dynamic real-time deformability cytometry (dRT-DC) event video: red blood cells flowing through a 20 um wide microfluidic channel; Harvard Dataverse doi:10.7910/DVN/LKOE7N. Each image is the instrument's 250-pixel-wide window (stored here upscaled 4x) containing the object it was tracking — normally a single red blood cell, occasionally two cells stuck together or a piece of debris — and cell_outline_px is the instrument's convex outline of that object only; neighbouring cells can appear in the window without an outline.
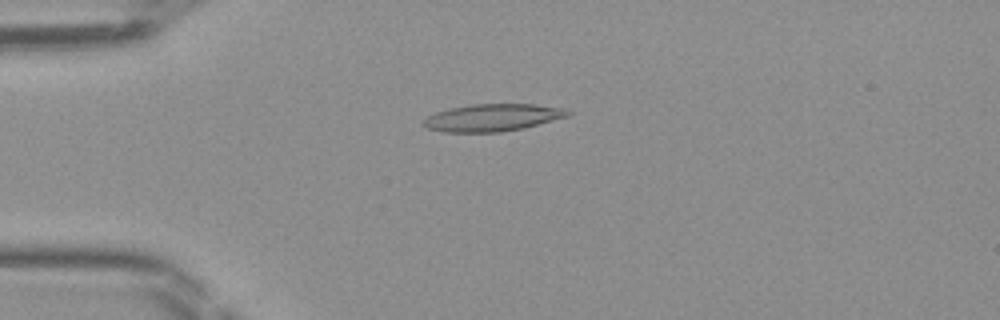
{"species": "Egyptian fruit bat (a non-hibernating species)", "species_latin": "Rousettus aegyptiacus", "temperature_condition": "room temperature", "stored_images_in_passage": 40, "camera_frame_rate_fps": 3000, "um_per_image_px": 0.085, "frame": {"image": 1, "passage_image": 5, "time_ms": 1.333, "image_size_px": [1000, 320], "cell_outline_px": [[572, 112], [568, 116], [524, 128], [500, 132], [444, 132], [428, 128], [420, 124], [428, 116], [436, 112], [448, 108], [472, 104], [532, 104], [564, 108]], "centroid_in_image_um": [41.85, 9.99], "position_along_channel_um": 43.2, "area_um2": 22.95}}
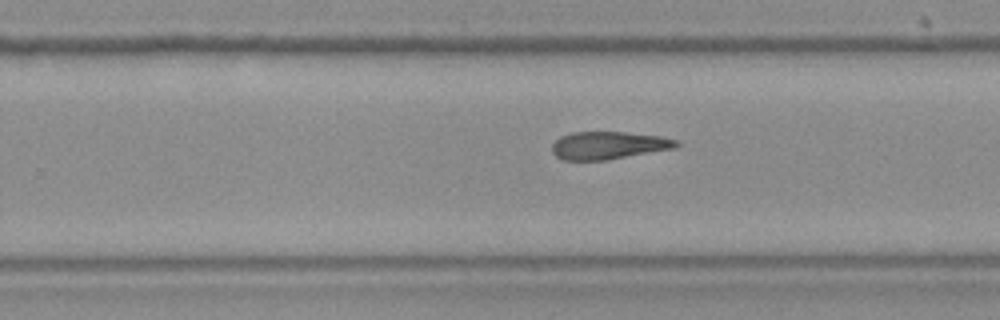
{"frame": {"image": 2, "passage_image": 23, "time_ms": 7.333, "image_size_px": [1000, 320], "cell_outline_px": [[680, 144], [676, 148], [608, 160], [564, 160], [556, 156], [552, 152], [552, 144], [560, 136], [572, 132], [624, 132], [660, 136], [680, 140]], "centroid_in_image_um": [51.75, 12.36], "position_along_channel_um": 278.0, "area_um2": 20.23}}
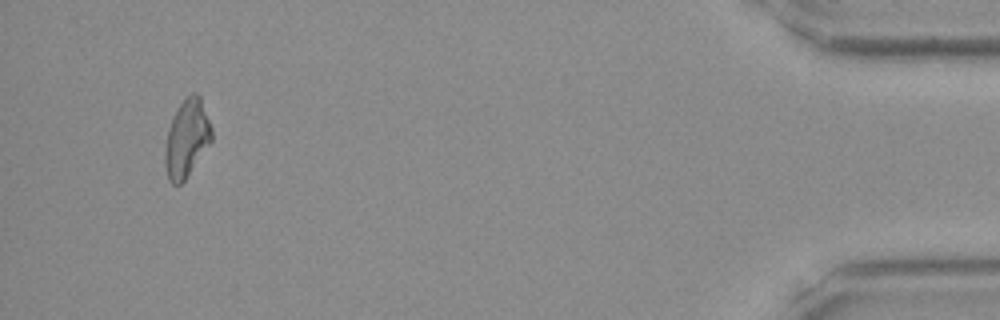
{"frame": {"image": 3, "passage_image": 38, "time_ms": 12.333, "image_size_px": [1000, 320], "cell_outline_px": [[212, 140], [184, 180], [180, 184], [172, 184], [168, 180], [164, 164], [164, 152], [168, 128], [184, 96], [192, 92], [196, 92], [200, 96], [212, 128]], "centroid_in_image_um": [15.86, 11.75], "position_along_channel_um": 419.3, "area_um2": 20.98}}